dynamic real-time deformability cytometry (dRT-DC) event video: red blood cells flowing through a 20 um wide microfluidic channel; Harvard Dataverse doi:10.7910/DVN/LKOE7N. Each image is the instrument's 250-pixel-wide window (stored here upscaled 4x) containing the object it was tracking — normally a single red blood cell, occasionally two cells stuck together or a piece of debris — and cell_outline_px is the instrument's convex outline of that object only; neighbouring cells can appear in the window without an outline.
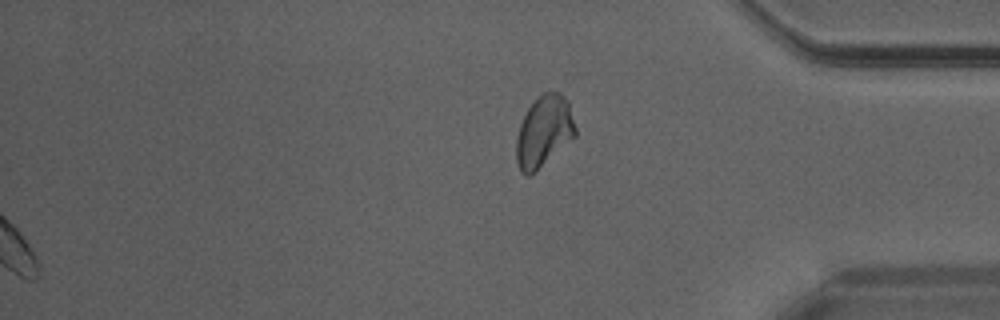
{"species": "Egyptian fruit bat (a non-hibernating species)", "species_latin": "Rousettus aegyptiacus", "temperature_condition": "warm", "stored_images_in_passage": 29, "segment_of_instrument_passage": [2, 2], "camera_frame_rate_fps": 3000, "um_per_image_px": 0.085, "animal": {"sex": "male"}, "frame": {"image": 1, "passage_image": 29, "time_ms": 9.333, "image_size_px": [1000, 320], "cell_outline_px": [[576, 136], [536, 172], [528, 176], [524, 176], [520, 172], [516, 160], [516, 136], [520, 124], [528, 108], [544, 92], [560, 92], [568, 100], [576, 128]], "centroid_in_image_um": [46.23, 11.21], "position_along_channel_um": 389.0, "area_um2": 24.68}}